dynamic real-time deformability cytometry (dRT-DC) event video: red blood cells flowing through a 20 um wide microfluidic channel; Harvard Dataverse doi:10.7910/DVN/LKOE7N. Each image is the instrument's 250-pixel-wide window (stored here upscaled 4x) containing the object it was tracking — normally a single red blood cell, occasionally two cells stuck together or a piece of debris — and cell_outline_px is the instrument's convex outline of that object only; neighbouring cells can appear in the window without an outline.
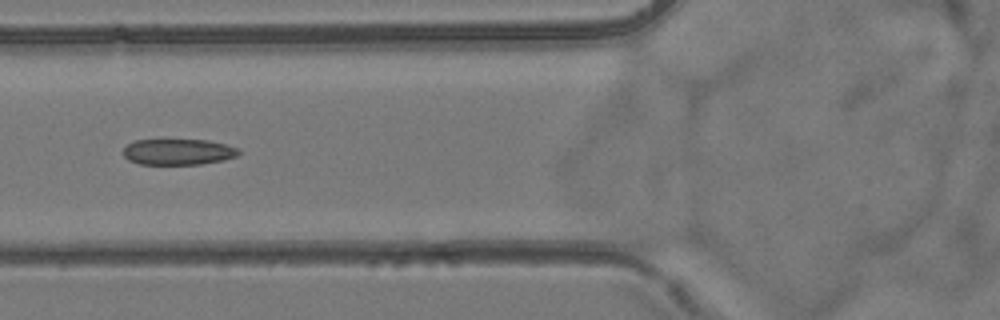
{"species": "common noctule bat (a hibernating species)", "species_latin": "Nyctalus noctula", "temperature_condition": "room temperature", "stored_images_in_passage": 4, "camera_frame_rate_fps": 3000, "um_per_image_px": 0.085, "animal": {"sex": "female", "body_mass_g": 24.6, "forearm_length_mm": 56.2}, "frame": {"image": 1, "passage_image": 4, "time_ms": 3.667, "image_size_px": [1000, 320], "cell_outline_px": [[240, 152], [236, 156], [224, 160], [200, 164], [140, 164], [128, 160], [124, 156], [124, 148], [128, 144], [136, 140], [208, 140], [224, 144], [236, 148]], "centroid_in_image_um": [15.13, 12.91], "position_along_channel_um": 110.7, "area_um2": 17.28}}